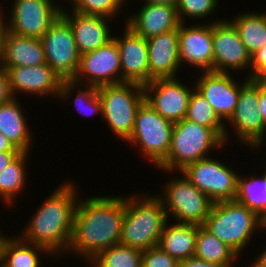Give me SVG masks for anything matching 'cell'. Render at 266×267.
Masks as SVG:
<instances>
[{"label":"cell","instance_id":"6da1fadb","mask_svg":"<svg viewBox=\"0 0 266 267\" xmlns=\"http://www.w3.org/2000/svg\"><path fill=\"white\" fill-rule=\"evenodd\" d=\"M126 197L93 196L78 201L68 249L92 260L99 252L120 243Z\"/></svg>","mask_w":266,"mask_h":267},{"label":"cell","instance_id":"7a4b0ae2","mask_svg":"<svg viewBox=\"0 0 266 267\" xmlns=\"http://www.w3.org/2000/svg\"><path fill=\"white\" fill-rule=\"evenodd\" d=\"M76 195L71 182L63 183L60 188H56L40 208H37L21 238L46 248L51 255L56 256L58 252L67 251L72 239L74 214L78 202Z\"/></svg>","mask_w":266,"mask_h":267},{"label":"cell","instance_id":"3957f363","mask_svg":"<svg viewBox=\"0 0 266 267\" xmlns=\"http://www.w3.org/2000/svg\"><path fill=\"white\" fill-rule=\"evenodd\" d=\"M137 197L126 198L120 244L145 251L158 245L168 216L155 195Z\"/></svg>","mask_w":266,"mask_h":267},{"label":"cell","instance_id":"277c9868","mask_svg":"<svg viewBox=\"0 0 266 267\" xmlns=\"http://www.w3.org/2000/svg\"><path fill=\"white\" fill-rule=\"evenodd\" d=\"M203 226L240 254L253 232L260 227L261 219L236 200L213 203Z\"/></svg>","mask_w":266,"mask_h":267},{"label":"cell","instance_id":"5b68a950","mask_svg":"<svg viewBox=\"0 0 266 267\" xmlns=\"http://www.w3.org/2000/svg\"><path fill=\"white\" fill-rule=\"evenodd\" d=\"M224 144L212 128L182 119L174 124L167 159L158 168L166 172L181 171L186 165L206 158L208 150Z\"/></svg>","mask_w":266,"mask_h":267},{"label":"cell","instance_id":"8992f818","mask_svg":"<svg viewBox=\"0 0 266 267\" xmlns=\"http://www.w3.org/2000/svg\"><path fill=\"white\" fill-rule=\"evenodd\" d=\"M98 93L102 102L101 116L115 135L127 141L132 134L137 111L145 101L143 85L126 82L104 85L98 87Z\"/></svg>","mask_w":266,"mask_h":267},{"label":"cell","instance_id":"52a82bcc","mask_svg":"<svg viewBox=\"0 0 266 267\" xmlns=\"http://www.w3.org/2000/svg\"><path fill=\"white\" fill-rule=\"evenodd\" d=\"M119 74H121L120 53L116 42L112 39L106 45L80 55L77 74L72 81H62L59 97L68 99L73 89L80 84L81 76L89 79L84 85L81 83V87L85 85L100 87L120 84Z\"/></svg>","mask_w":266,"mask_h":267},{"label":"cell","instance_id":"ba28073f","mask_svg":"<svg viewBox=\"0 0 266 267\" xmlns=\"http://www.w3.org/2000/svg\"><path fill=\"white\" fill-rule=\"evenodd\" d=\"M174 124L144 101L137 111L132 134L127 142L140 145L139 150L142 149V153L159 167L167 159Z\"/></svg>","mask_w":266,"mask_h":267},{"label":"cell","instance_id":"9c48e42d","mask_svg":"<svg viewBox=\"0 0 266 267\" xmlns=\"http://www.w3.org/2000/svg\"><path fill=\"white\" fill-rule=\"evenodd\" d=\"M165 193L157 196L167 213L173 215L178 223L203 225L209 216L213 202L196 188L183 174L165 185Z\"/></svg>","mask_w":266,"mask_h":267},{"label":"cell","instance_id":"30bf717a","mask_svg":"<svg viewBox=\"0 0 266 267\" xmlns=\"http://www.w3.org/2000/svg\"><path fill=\"white\" fill-rule=\"evenodd\" d=\"M180 173L213 203L235 200L238 175L220 161L206 157L186 165Z\"/></svg>","mask_w":266,"mask_h":267},{"label":"cell","instance_id":"8fae6325","mask_svg":"<svg viewBox=\"0 0 266 267\" xmlns=\"http://www.w3.org/2000/svg\"><path fill=\"white\" fill-rule=\"evenodd\" d=\"M40 39L46 63L63 81H72L77 74L80 54L70 24L60 15Z\"/></svg>","mask_w":266,"mask_h":267},{"label":"cell","instance_id":"7c38bea8","mask_svg":"<svg viewBox=\"0 0 266 267\" xmlns=\"http://www.w3.org/2000/svg\"><path fill=\"white\" fill-rule=\"evenodd\" d=\"M259 85L247 78L240 89L234 113L228 119L237 131L238 139L252 148L265 140L266 125L258 107Z\"/></svg>","mask_w":266,"mask_h":267},{"label":"cell","instance_id":"4fadbf2b","mask_svg":"<svg viewBox=\"0 0 266 267\" xmlns=\"http://www.w3.org/2000/svg\"><path fill=\"white\" fill-rule=\"evenodd\" d=\"M59 7V8H58ZM6 31L19 36L41 38L60 16V6L51 0H15Z\"/></svg>","mask_w":266,"mask_h":267},{"label":"cell","instance_id":"5bb4252c","mask_svg":"<svg viewBox=\"0 0 266 267\" xmlns=\"http://www.w3.org/2000/svg\"><path fill=\"white\" fill-rule=\"evenodd\" d=\"M178 78H158L144 85L145 101L173 123L185 118L191 92ZM154 92L153 96L149 93Z\"/></svg>","mask_w":266,"mask_h":267},{"label":"cell","instance_id":"9a60e30c","mask_svg":"<svg viewBox=\"0 0 266 267\" xmlns=\"http://www.w3.org/2000/svg\"><path fill=\"white\" fill-rule=\"evenodd\" d=\"M213 71L230 73L244 70L250 65L251 55L242 43L239 33L231 21L213 22Z\"/></svg>","mask_w":266,"mask_h":267},{"label":"cell","instance_id":"2e32d148","mask_svg":"<svg viewBox=\"0 0 266 267\" xmlns=\"http://www.w3.org/2000/svg\"><path fill=\"white\" fill-rule=\"evenodd\" d=\"M124 36L112 39L116 42L120 53L121 83H149V63L147 39L135 34L125 27Z\"/></svg>","mask_w":266,"mask_h":267},{"label":"cell","instance_id":"e0dca14e","mask_svg":"<svg viewBox=\"0 0 266 267\" xmlns=\"http://www.w3.org/2000/svg\"><path fill=\"white\" fill-rule=\"evenodd\" d=\"M178 28L179 62H187L202 71H213V22Z\"/></svg>","mask_w":266,"mask_h":267},{"label":"cell","instance_id":"ac0fdd59","mask_svg":"<svg viewBox=\"0 0 266 267\" xmlns=\"http://www.w3.org/2000/svg\"><path fill=\"white\" fill-rule=\"evenodd\" d=\"M229 73L204 71L195 88L200 91L215 113L228 121L235 111L240 89Z\"/></svg>","mask_w":266,"mask_h":267},{"label":"cell","instance_id":"d6986e66","mask_svg":"<svg viewBox=\"0 0 266 267\" xmlns=\"http://www.w3.org/2000/svg\"><path fill=\"white\" fill-rule=\"evenodd\" d=\"M13 97L20 93L37 95L60 94L62 79L47 64L37 66L4 67Z\"/></svg>","mask_w":266,"mask_h":267},{"label":"cell","instance_id":"ffe728a7","mask_svg":"<svg viewBox=\"0 0 266 267\" xmlns=\"http://www.w3.org/2000/svg\"><path fill=\"white\" fill-rule=\"evenodd\" d=\"M149 83L158 78H175L179 69L178 28L147 39Z\"/></svg>","mask_w":266,"mask_h":267},{"label":"cell","instance_id":"44dd1931","mask_svg":"<svg viewBox=\"0 0 266 267\" xmlns=\"http://www.w3.org/2000/svg\"><path fill=\"white\" fill-rule=\"evenodd\" d=\"M60 15L70 24L80 55L106 45L113 38L107 17L74 11L68 14L64 9Z\"/></svg>","mask_w":266,"mask_h":267},{"label":"cell","instance_id":"7402d4cb","mask_svg":"<svg viewBox=\"0 0 266 267\" xmlns=\"http://www.w3.org/2000/svg\"><path fill=\"white\" fill-rule=\"evenodd\" d=\"M126 26L135 34L149 39L161 33L179 28L176 6L144 3L137 15L126 19Z\"/></svg>","mask_w":266,"mask_h":267},{"label":"cell","instance_id":"603a6c76","mask_svg":"<svg viewBox=\"0 0 266 267\" xmlns=\"http://www.w3.org/2000/svg\"><path fill=\"white\" fill-rule=\"evenodd\" d=\"M46 63L41 39L19 36L9 31L4 34L3 68L37 66Z\"/></svg>","mask_w":266,"mask_h":267},{"label":"cell","instance_id":"cb8c5ba5","mask_svg":"<svg viewBox=\"0 0 266 267\" xmlns=\"http://www.w3.org/2000/svg\"><path fill=\"white\" fill-rule=\"evenodd\" d=\"M164 227L158 247L177 261L194 257L198 225L178 223Z\"/></svg>","mask_w":266,"mask_h":267},{"label":"cell","instance_id":"d4e9b609","mask_svg":"<svg viewBox=\"0 0 266 267\" xmlns=\"http://www.w3.org/2000/svg\"><path fill=\"white\" fill-rule=\"evenodd\" d=\"M21 109L15 97L0 104V132L21 152H29L32 144L31 132Z\"/></svg>","mask_w":266,"mask_h":267},{"label":"cell","instance_id":"484cf974","mask_svg":"<svg viewBox=\"0 0 266 267\" xmlns=\"http://www.w3.org/2000/svg\"><path fill=\"white\" fill-rule=\"evenodd\" d=\"M239 256L226 243L219 240L203 225H198L194 257L203 261L233 267Z\"/></svg>","mask_w":266,"mask_h":267},{"label":"cell","instance_id":"4316f807","mask_svg":"<svg viewBox=\"0 0 266 267\" xmlns=\"http://www.w3.org/2000/svg\"><path fill=\"white\" fill-rule=\"evenodd\" d=\"M231 22L250 55L266 45V12L239 14Z\"/></svg>","mask_w":266,"mask_h":267},{"label":"cell","instance_id":"83f0119b","mask_svg":"<svg viewBox=\"0 0 266 267\" xmlns=\"http://www.w3.org/2000/svg\"><path fill=\"white\" fill-rule=\"evenodd\" d=\"M38 251L50 255L46 248L29 244L21 237L19 239L6 237L2 248V263L7 267H40Z\"/></svg>","mask_w":266,"mask_h":267},{"label":"cell","instance_id":"f1b7e54d","mask_svg":"<svg viewBox=\"0 0 266 267\" xmlns=\"http://www.w3.org/2000/svg\"><path fill=\"white\" fill-rule=\"evenodd\" d=\"M196 91L191 92L189 105L184 119L197 123L204 127L212 128L223 140H228L227 129L223 120L215 113L212 106L207 102L204 95ZM227 139V140H226Z\"/></svg>","mask_w":266,"mask_h":267},{"label":"cell","instance_id":"f546056e","mask_svg":"<svg viewBox=\"0 0 266 267\" xmlns=\"http://www.w3.org/2000/svg\"><path fill=\"white\" fill-rule=\"evenodd\" d=\"M250 179L237 178V193L235 200L253 211L260 219L266 214V177Z\"/></svg>","mask_w":266,"mask_h":267},{"label":"cell","instance_id":"4dcf8cb0","mask_svg":"<svg viewBox=\"0 0 266 267\" xmlns=\"http://www.w3.org/2000/svg\"><path fill=\"white\" fill-rule=\"evenodd\" d=\"M143 251L123 244L112 245L99 252L92 260V267H142Z\"/></svg>","mask_w":266,"mask_h":267},{"label":"cell","instance_id":"1f68e13d","mask_svg":"<svg viewBox=\"0 0 266 267\" xmlns=\"http://www.w3.org/2000/svg\"><path fill=\"white\" fill-rule=\"evenodd\" d=\"M28 152H22L7 167L0 171V196L10 204L15 196L22 191L25 184V168Z\"/></svg>","mask_w":266,"mask_h":267},{"label":"cell","instance_id":"d6a6232c","mask_svg":"<svg viewBox=\"0 0 266 267\" xmlns=\"http://www.w3.org/2000/svg\"><path fill=\"white\" fill-rule=\"evenodd\" d=\"M126 0H77L73 6L74 12L103 16L109 19L118 13ZM122 4V5H121Z\"/></svg>","mask_w":266,"mask_h":267},{"label":"cell","instance_id":"836d02e7","mask_svg":"<svg viewBox=\"0 0 266 267\" xmlns=\"http://www.w3.org/2000/svg\"><path fill=\"white\" fill-rule=\"evenodd\" d=\"M217 0H178L176 9L178 18L184 23V17L188 16L193 19L205 18L213 13L216 9Z\"/></svg>","mask_w":266,"mask_h":267},{"label":"cell","instance_id":"e575fe53","mask_svg":"<svg viewBox=\"0 0 266 267\" xmlns=\"http://www.w3.org/2000/svg\"><path fill=\"white\" fill-rule=\"evenodd\" d=\"M74 101L79 112H82L81 110L83 109L85 112L86 109L87 114L89 112H93V114L100 112L102 114V102L98 93V87L85 85V90H79ZM88 108L90 110H87Z\"/></svg>","mask_w":266,"mask_h":267},{"label":"cell","instance_id":"d590c367","mask_svg":"<svg viewBox=\"0 0 266 267\" xmlns=\"http://www.w3.org/2000/svg\"><path fill=\"white\" fill-rule=\"evenodd\" d=\"M142 267H179V261L155 246L143 251Z\"/></svg>","mask_w":266,"mask_h":267},{"label":"cell","instance_id":"8d00e7d4","mask_svg":"<svg viewBox=\"0 0 266 267\" xmlns=\"http://www.w3.org/2000/svg\"><path fill=\"white\" fill-rule=\"evenodd\" d=\"M249 67H252L251 75L248 77L249 79H253L261 70L266 67V45L251 55Z\"/></svg>","mask_w":266,"mask_h":267},{"label":"cell","instance_id":"74e56055","mask_svg":"<svg viewBox=\"0 0 266 267\" xmlns=\"http://www.w3.org/2000/svg\"><path fill=\"white\" fill-rule=\"evenodd\" d=\"M12 98L8 74L4 68H0V104L9 102Z\"/></svg>","mask_w":266,"mask_h":267},{"label":"cell","instance_id":"f35d334b","mask_svg":"<svg viewBox=\"0 0 266 267\" xmlns=\"http://www.w3.org/2000/svg\"><path fill=\"white\" fill-rule=\"evenodd\" d=\"M179 267H230V266H223L214 263H209L198 259L196 257H191L179 262Z\"/></svg>","mask_w":266,"mask_h":267},{"label":"cell","instance_id":"ab89813d","mask_svg":"<svg viewBox=\"0 0 266 267\" xmlns=\"http://www.w3.org/2000/svg\"><path fill=\"white\" fill-rule=\"evenodd\" d=\"M22 152L21 151H5L0 152V171L16 159Z\"/></svg>","mask_w":266,"mask_h":267},{"label":"cell","instance_id":"60d3db41","mask_svg":"<svg viewBox=\"0 0 266 267\" xmlns=\"http://www.w3.org/2000/svg\"><path fill=\"white\" fill-rule=\"evenodd\" d=\"M258 107L261 117L266 125V89L259 86V101Z\"/></svg>","mask_w":266,"mask_h":267},{"label":"cell","instance_id":"b9f144b4","mask_svg":"<svg viewBox=\"0 0 266 267\" xmlns=\"http://www.w3.org/2000/svg\"><path fill=\"white\" fill-rule=\"evenodd\" d=\"M5 151H20L17 149L13 143L3 134L0 132V152Z\"/></svg>","mask_w":266,"mask_h":267},{"label":"cell","instance_id":"7bdbcfd3","mask_svg":"<svg viewBox=\"0 0 266 267\" xmlns=\"http://www.w3.org/2000/svg\"><path fill=\"white\" fill-rule=\"evenodd\" d=\"M3 14L0 12V68H3V41H4V34L6 32V26L4 23Z\"/></svg>","mask_w":266,"mask_h":267},{"label":"cell","instance_id":"ee69618b","mask_svg":"<svg viewBox=\"0 0 266 267\" xmlns=\"http://www.w3.org/2000/svg\"><path fill=\"white\" fill-rule=\"evenodd\" d=\"M253 80L262 88L266 89V67L261 70Z\"/></svg>","mask_w":266,"mask_h":267},{"label":"cell","instance_id":"f6af8a7d","mask_svg":"<svg viewBox=\"0 0 266 267\" xmlns=\"http://www.w3.org/2000/svg\"><path fill=\"white\" fill-rule=\"evenodd\" d=\"M255 261L256 262L252 265V267H266V248Z\"/></svg>","mask_w":266,"mask_h":267},{"label":"cell","instance_id":"bcb514c9","mask_svg":"<svg viewBox=\"0 0 266 267\" xmlns=\"http://www.w3.org/2000/svg\"><path fill=\"white\" fill-rule=\"evenodd\" d=\"M145 3L153 4H168L172 6H177L178 0H145Z\"/></svg>","mask_w":266,"mask_h":267},{"label":"cell","instance_id":"7dc6e473","mask_svg":"<svg viewBox=\"0 0 266 267\" xmlns=\"http://www.w3.org/2000/svg\"><path fill=\"white\" fill-rule=\"evenodd\" d=\"M261 228L266 229V214L261 219Z\"/></svg>","mask_w":266,"mask_h":267},{"label":"cell","instance_id":"c3c4849f","mask_svg":"<svg viewBox=\"0 0 266 267\" xmlns=\"http://www.w3.org/2000/svg\"><path fill=\"white\" fill-rule=\"evenodd\" d=\"M5 240H0V263L2 262V248Z\"/></svg>","mask_w":266,"mask_h":267},{"label":"cell","instance_id":"681fc988","mask_svg":"<svg viewBox=\"0 0 266 267\" xmlns=\"http://www.w3.org/2000/svg\"><path fill=\"white\" fill-rule=\"evenodd\" d=\"M0 234H1V232H0ZM5 239H6V237H4L3 235L1 237V235H0V240H5Z\"/></svg>","mask_w":266,"mask_h":267},{"label":"cell","instance_id":"f907efd6","mask_svg":"<svg viewBox=\"0 0 266 267\" xmlns=\"http://www.w3.org/2000/svg\"><path fill=\"white\" fill-rule=\"evenodd\" d=\"M0 267H7L2 262L0 263Z\"/></svg>","mask_w":266,"mask_h":267}]
</instances>
